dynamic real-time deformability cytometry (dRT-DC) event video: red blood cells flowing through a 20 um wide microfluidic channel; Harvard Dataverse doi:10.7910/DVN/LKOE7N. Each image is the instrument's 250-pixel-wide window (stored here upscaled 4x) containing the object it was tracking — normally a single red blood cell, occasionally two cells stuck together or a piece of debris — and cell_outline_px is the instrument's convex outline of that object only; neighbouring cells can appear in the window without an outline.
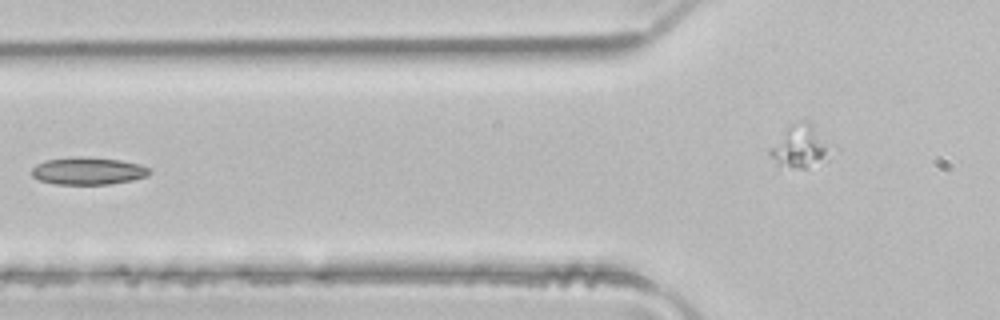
{"species": "common noctule bat (a hibernating species)", "species_latin": "Nyctalus noctula", "temperature_condition": "room temperature", "stored_images_in_passage": 6, "camera_frame_rate_fps": 3000, "um_per_image_px": 0.085, "animal": {"sex": "male", "body_mass_g": 21.5, "forearm_length_mm": 52.0}, "frame": {"image": 1, "passage_image": 5, "time_ms": 1.333, "image_size_px": [1000, 320], "cell_outline_px": [[152, 172], [148, 176], [132, 180], [108, 184], [56, 184], [40, 180], [32, 176], [32, 168], [36, 164], [44, 160], [76, 156], [88, 156], [120, 160], [140, 164], [148, 168]], "centroid_in_image_um": [7.48, 14.51], "position_along_channel_um": 118.3, "area_um2": 18.96}}